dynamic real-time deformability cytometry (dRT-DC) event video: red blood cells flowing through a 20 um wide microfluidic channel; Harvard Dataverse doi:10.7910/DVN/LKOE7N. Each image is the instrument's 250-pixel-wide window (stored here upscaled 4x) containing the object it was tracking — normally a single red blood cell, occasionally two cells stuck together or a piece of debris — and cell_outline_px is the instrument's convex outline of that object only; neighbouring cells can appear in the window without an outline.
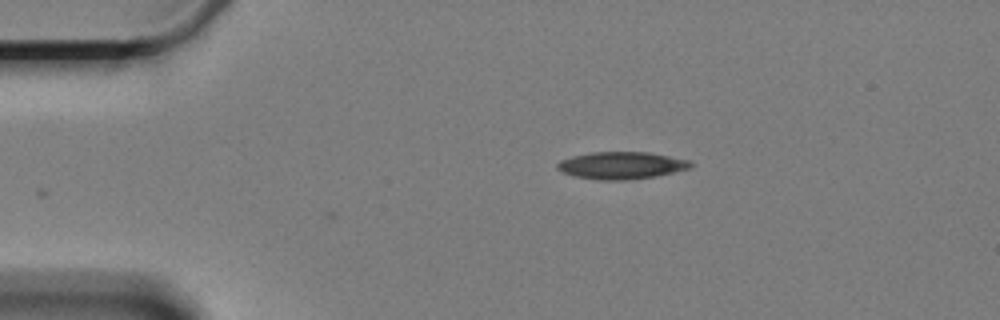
{"species": "Egyptian fruit bat (a non-hibernating species)", "species_latin": "Rousettus aegyptiacus", "temperature_condition": "cold", "stored_images_in_passage": 2, "camera_frame_rate_fps": 3000, "um_per_image_px": 0.085, "animal": {"sex": "female"}, "frame": {"image": 1, "passage_image": 2, "time_ms": 0.333, "image_size_px": [1000, 320], "cell_outline_px": [[692, 168], [652, 176], [624, 180], [600, 180], [576, 176], [564, 172], [556, 168], [556, 164], [560, 160], [572, 156], [592, 152], [648, 152], [692, 160]], "centroid_in_image_um": [52.83, 14.04], "position_along_channel_um": 32.2, "area_um2": 20.98}}